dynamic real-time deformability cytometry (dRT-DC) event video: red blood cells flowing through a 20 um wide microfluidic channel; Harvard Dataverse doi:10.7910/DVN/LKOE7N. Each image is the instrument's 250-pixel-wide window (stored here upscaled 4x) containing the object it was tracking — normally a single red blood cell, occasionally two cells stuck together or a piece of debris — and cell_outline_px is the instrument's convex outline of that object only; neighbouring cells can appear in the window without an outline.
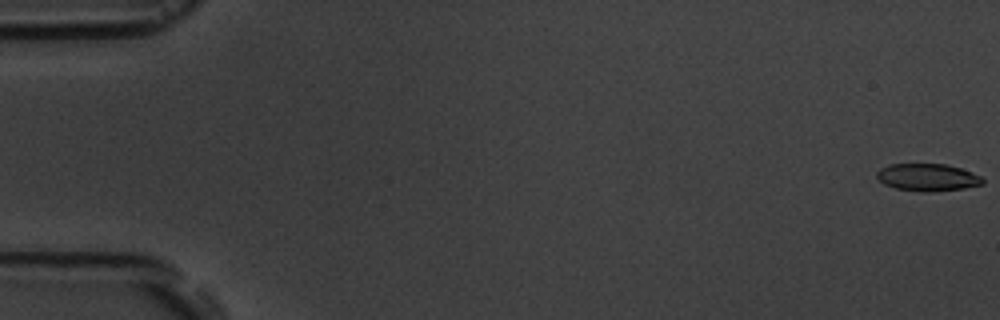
{"species": "common noctule bat (a hibernating species)", "species_latin": "Nyctalus noctula", "temperature_condition": "room temperature", "stored_images_in_passage": 7, "camera_frame_rate_fps": 3000, "um_per_image_px": 0.085, "animal": {"sex": "male", "body_mass_g": 19.5, "forearm_length_mm": 54.6}, "frame": {"image": 1, "passage_image": 1, "time_ms": 0.0, "image_size_px": [1000, 320], "cell_outline_px": [[984, 184], [964, 188], [928, 192], [920, 192], [896, 188], [884, 184], [876, 176], [876, 172], [880, 168], [888, 164], [944, 164], [960, 168], [972, 172], [980, 176], [984, 180]], "centroid_in_image_um": [78.83, 15.07], "position_along_channel_um": 6.2, "area_um2": 16.88}}
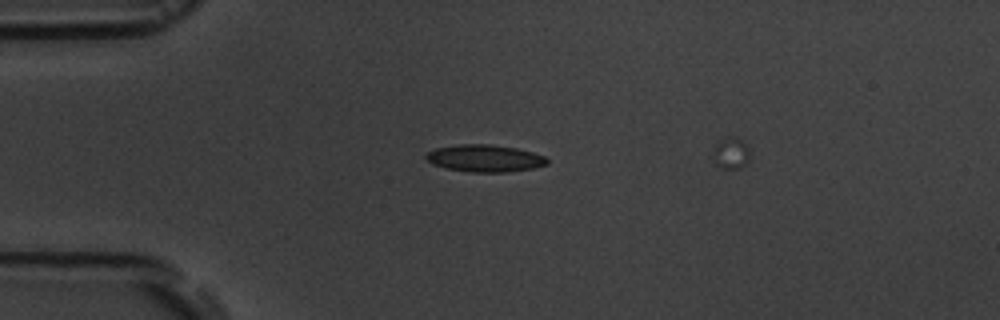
{"frame": {"image": 2, "passage_image": 5, "time_ms": 4.667, "image_size_px": [1000, 320], "cell_outline_px": [[548, 164], [532, 168], [504, 172], [472, 172], [448, 168], [432, 164], [424, 156], [428, 152], [436, 148], [460, 144], [488, 144], [516, 148], [532, 152], [544, 156], [548, 160]], "centroid_in_image_um": [41.2, 13.45], "position_along_channel_um": 43.8, "area_um2": 18.9}}
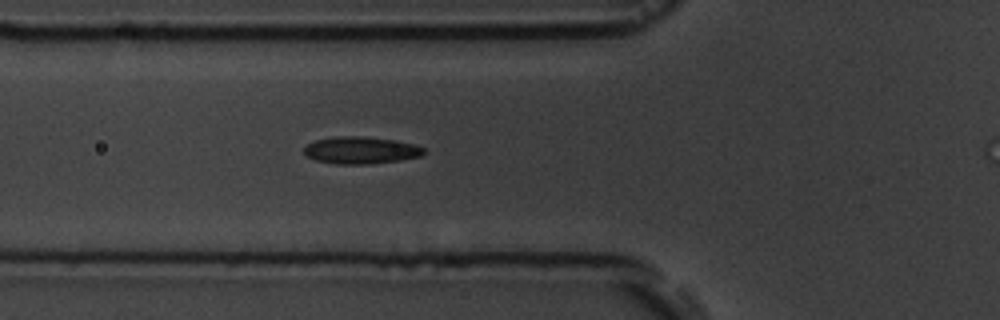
{"frame": {"image": 3, "passage_image": 7, "time_ms": 6.667, "image_size_px": [1000, 320], "cell_outline_px": [[424, 152], [420, 156], [400, 160], [368, 164], [336, 164], [316, 160], [304, 156], [304, 148], [308, 144], [316, 140], [336, 136], [364, 136], [396, 140], [416, 144], [424, 148]], "centroid_in_image_um": [30.66, 12.76], "position_along_channel_um": 95.1, "area_um2": 19.02}}